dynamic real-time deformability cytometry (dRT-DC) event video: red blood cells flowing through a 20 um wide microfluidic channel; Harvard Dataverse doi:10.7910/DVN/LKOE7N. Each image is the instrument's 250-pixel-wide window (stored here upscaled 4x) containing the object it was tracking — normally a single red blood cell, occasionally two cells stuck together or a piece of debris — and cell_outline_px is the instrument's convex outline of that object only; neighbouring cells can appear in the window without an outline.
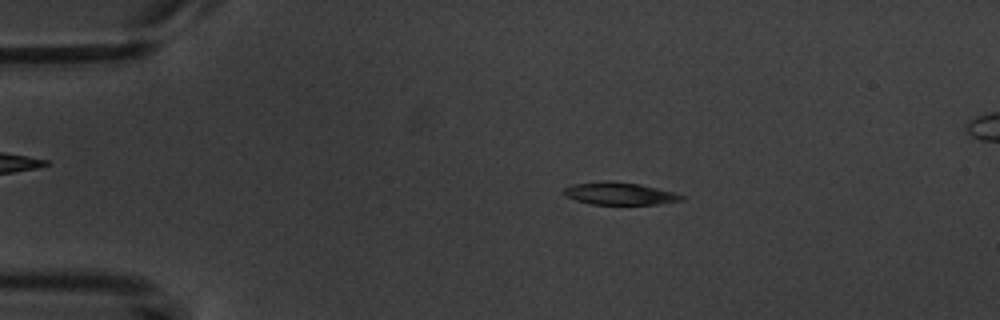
{"species": "common noctule bat (a hibernating species)", "species_latin": "Nyctalus noctula", "temperature_condition": "warm", "stored_images_in_passage": 4, "camera_frame_rate_fps": 3000, "um_per_image_px": 0.085, "animal": {"sex": "male", "body_mass_g": 20.1, "forearm_length_mm": 53.5}, "frame": {"image": 1, "passage_image": 2, "time_ms": 1.0, "image_size_px": [1000, 320], "cell_outline_px": [[684, 200], [660, 204], [588, 204], [564, 196], [564, 188], [572, 184], [640, 184], [672, 192], [684, 196]], "centroid_in_image_um": [52.7, 16.51], "position_along_channel_um": 32.3, "area_um2": 14.39}}